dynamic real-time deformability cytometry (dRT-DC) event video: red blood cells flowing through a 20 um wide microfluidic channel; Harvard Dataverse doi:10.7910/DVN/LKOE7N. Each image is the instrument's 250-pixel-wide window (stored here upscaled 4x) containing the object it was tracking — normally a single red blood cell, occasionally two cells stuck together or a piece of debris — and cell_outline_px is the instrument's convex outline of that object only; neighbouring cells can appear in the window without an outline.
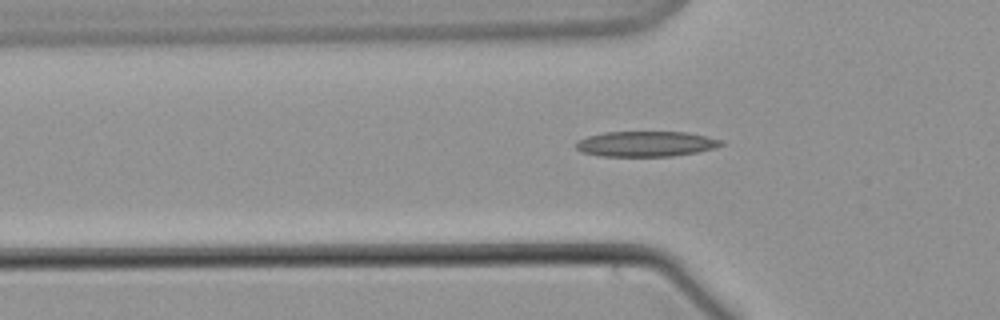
{"species": "common noctule bat (a hibernating species)", "species_latin": "Nyctalus noctula", "temperature_condition": "warm", "stored_images_in_passage": 38, "camera_frame_rate_fps": 3000, "um_per_image_px": 0.085, "animal": {"sex": "male", "body_mass_g": 21.5, "forearm_length_mm": 52.0}, "frame": {"image": 1, "passage_image": 3, "time_ms": 0.667, "image_size_px": [1000, 320], "cell_outline_px": [[724, 144], [712, 148], [696, 152], [672, 156], [600, 156], [580, 152], [576, 148], [576, 144], [580, 140], [588, 136], [604, 132], [688, 132], [708, 136], [724, 140]], "centroid_in_image_um": [54.92, 12.23], "position_along_channel_um": 70.9, "area_um2": 21.44}}
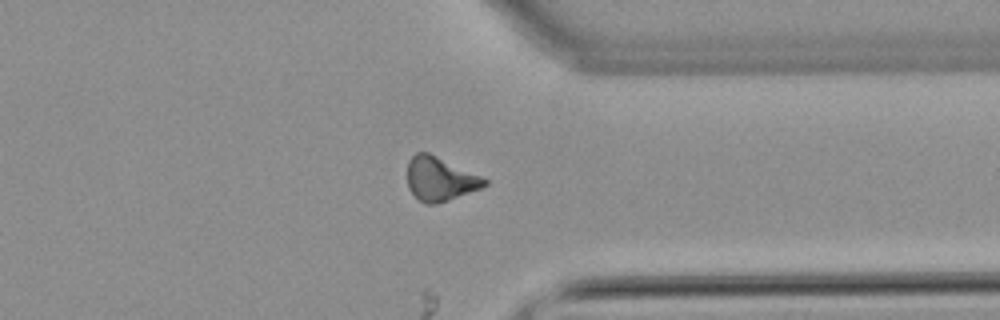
{"frame": {"image": 2, "passage_image": 30, "time_ms": 9.667, "image_size_px": [1000, 320], "cell_outline_px": [[488, 184], [480, 188], [448, 200], [436, 204], [424, 204], [408, 188], [408, 160], [416, 152], [428, 152], [480, 176], [488, 180]], "centroid_in_image_um": [37.37, 15.21], "position_along_channel_um": 374.0, "area_um2": 19.36}}
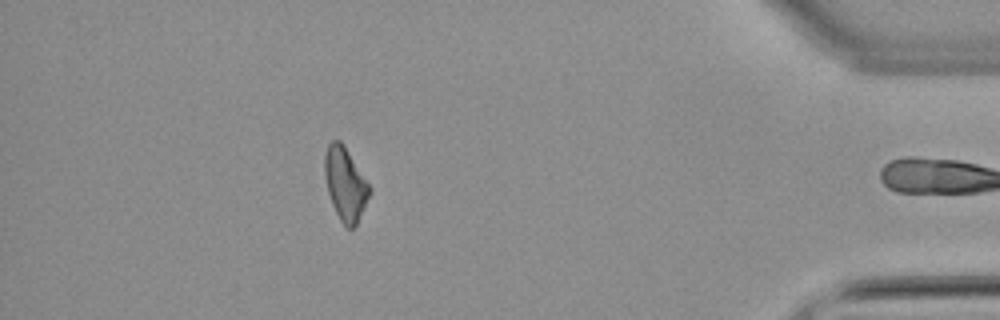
{"frame": {"image": 3, "passage_image": 37, "time_ms": 12.0, "image_size_px": [1000, 320], "cell_outline_px": [[372, 188], [356, 224], [352, 228], [344, 228], [332, 204], [328, 192], [324, 176], [324, 156], [328, 144], [332, 140], [340, 140], [344, 144]], "centroid_in_image_um": [29.33, 15.61], "position_along_channel_um": 405.9, "area_um2": 19.07}}